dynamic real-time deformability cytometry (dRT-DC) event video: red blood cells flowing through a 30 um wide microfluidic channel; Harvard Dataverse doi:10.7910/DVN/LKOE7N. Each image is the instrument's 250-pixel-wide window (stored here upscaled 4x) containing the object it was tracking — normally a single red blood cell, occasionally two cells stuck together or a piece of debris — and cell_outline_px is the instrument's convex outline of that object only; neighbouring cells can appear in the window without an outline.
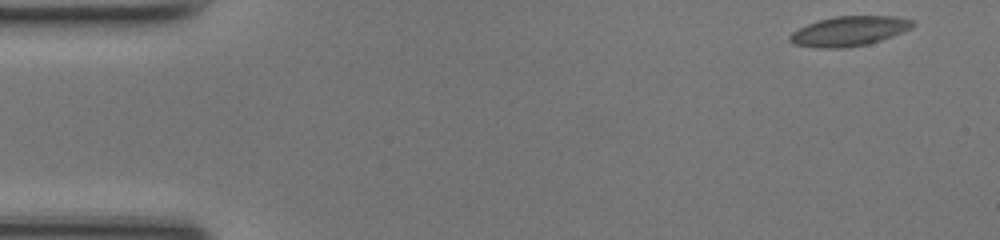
{"species": "common noctule bat (a hibernating species)", "species_latin": "Nyctalus noctula", "temperature_condition": "room temperature", "stored_images_in_passage": 47, "camera_frame_rate_fps": 3000, "um_per_image_px": 0.085, "animal": {"sex": "female", "body_mass_g": 17.0, "forearm_length_mm": 48.0}, "frame": {"image": 1, "passage_image": 1, "time_ms": 0.0, "image_size_px": [1000, 240], "cell_outline_px": [[916, 24], [912, 28], [892, 36], [868, 44], [844, 48], [820, 48], [792, 44], [788, 40], [788, 36], [792, 32], [808, 24], [820, 20], [836, 16], [896, 16], [912, 20]], "centroid_in_image_um": [72.17, 2.65], "position_along_channel_um": 12.8, "area_um2": 21.27}}
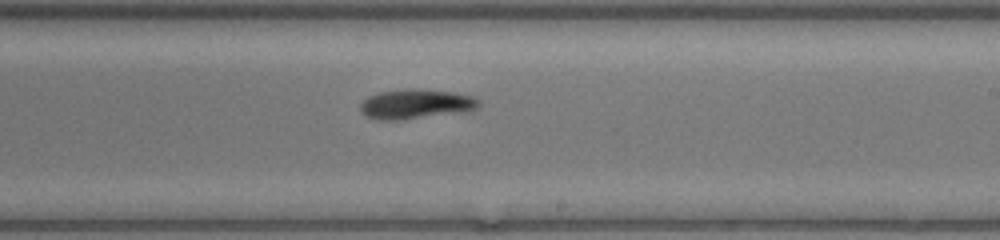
{"frame": {"image": 2, "passage_image": 27, "time_ms": 8.667, "image_size_px": [1000, 240], "cell_outline_px": [[480, 104], [472, 112], [400, 120], [376, 120], [364, 116], [360, 112], [360, 104], [368, 96], [380, 92], [404, 88], [408, 88], [452, 92], [472, 96], [480, 100]], "centroid_in_image_um": [35.36, 8.86], "position_along_channel_um": 253.6, "area_um2": 20.98}}
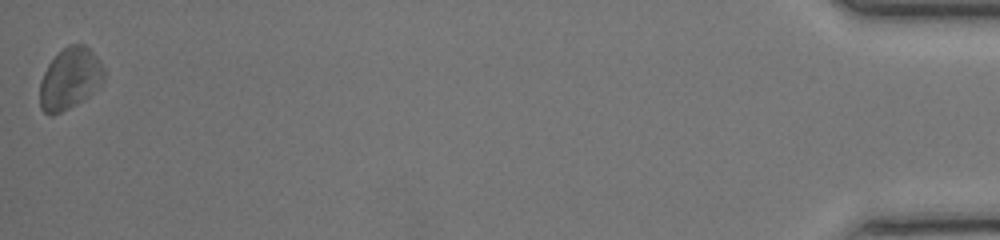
{"frame": {"image": 3, "passage_image": 47, "time_ms": 15.333, "image_size_px": [1000, 240], "cell_outline_px": [[104, 80], [88, 96], [68, 108], [52, 116], [44, 112], [40, 108], [40, 80], [48, 64], [68, 44], [84, 44], [96, 56], [104, 68]], "centroid_in_image_um": [5.93, 6.68], "position_along_channel_um": 429.3, "area_um2": 22.66}, "authors_computed_cell_mechanics": {"area_um2": 20.7502, "velocity_mm_per_s": 4.1925, "shape_relaxation_time_tau1_ms": 2.3475, "shape_relaxation_time_tau2_ms": null, "deformation_change_tau1": 0.0926, "deformation_change_tau2": null}}